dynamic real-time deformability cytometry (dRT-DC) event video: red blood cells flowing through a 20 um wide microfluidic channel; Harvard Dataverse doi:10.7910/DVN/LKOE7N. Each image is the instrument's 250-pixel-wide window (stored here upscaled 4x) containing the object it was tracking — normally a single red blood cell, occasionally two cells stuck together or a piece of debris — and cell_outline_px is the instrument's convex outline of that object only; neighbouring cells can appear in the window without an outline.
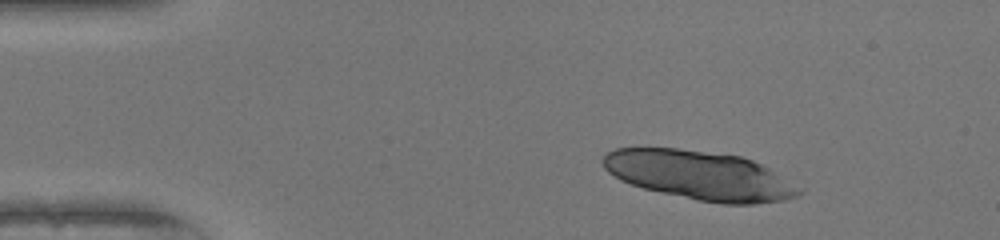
{"species": "human", "species_latin": "Homo sapiens", "temperature_condition": "warm", "stored_images_in_passage": 12, "camera_frame_rate_fps": 3000, "um_per_image_px": 0.085, "donor": {"sex": "female"}, "frame": {"image": 1, "passage_image": 1, "time_ms": 0.0, "image_size_px": [1000, 240], "cell_outline_px": [[804, 192], [796, 196], [784, 200], [752, 204], [724, 204], [696, 200], [644, 188], [620, 180], [608, 172], [604, 168], [600, 160], [604, 152], [616, 148], [680, 148], [740, 156], [752, 160], [768, 168]], "centroid_in_image_um": [59.39, 14.89], "position_along_channel_um": 25.6, "area_um2": 55.6}}